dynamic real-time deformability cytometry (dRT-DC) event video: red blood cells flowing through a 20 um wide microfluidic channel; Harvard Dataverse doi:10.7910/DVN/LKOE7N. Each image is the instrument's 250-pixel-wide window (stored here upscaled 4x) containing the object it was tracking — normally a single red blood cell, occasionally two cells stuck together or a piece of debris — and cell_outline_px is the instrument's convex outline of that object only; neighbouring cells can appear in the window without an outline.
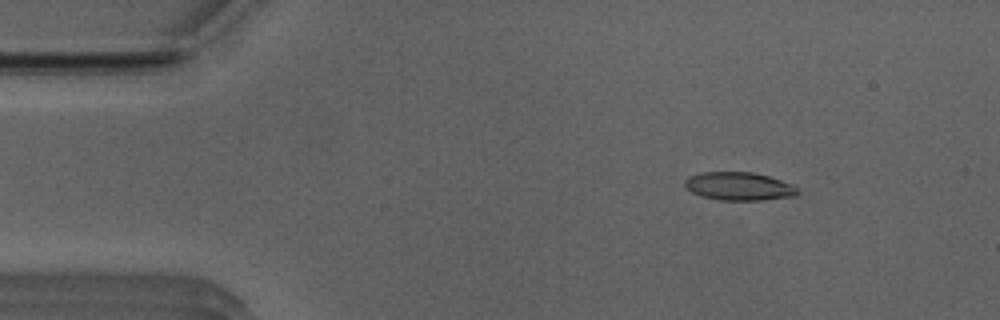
{"species": "Egyptian fruit bat (a non-hibernating species)", "species_latin": "Rousettus aegyptiacus", "temperature_condition": "room temperature", "stored_images_in_passage": 19, "camera_frame_rate_fps": 3000, "um_per_image_px": 0.085, "animal": {"sex": "male"}, "frame": {"image": 1, "passage_image": 6, "time_ms": 1.667, "image_size_px": [1000, 320], "cell_outline_px": [[800, 192], [796, 196], [764, 200], [720, 200], [700, 196], [692, 192], [684, 184], [684, 180], [688, 176], [700, 172], [752, 172], [768, 176], [792, 184]], "centroid_in_image_um": [62.81, 15.83], "position_along_channel_um": 22.2, "area_um2": 18.61}}
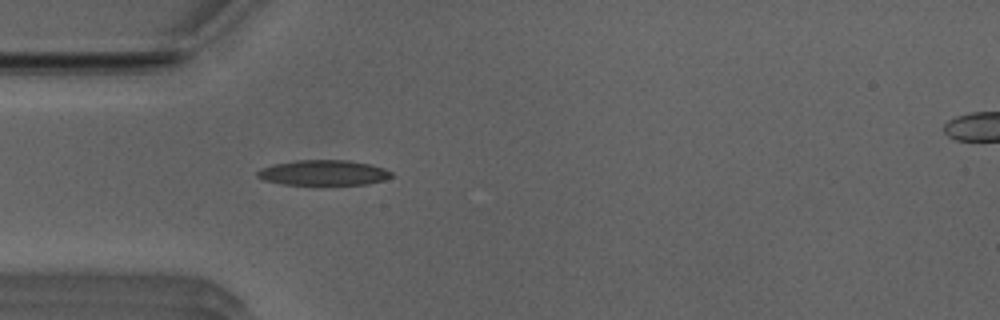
{"frame": {"image": 2, "passage_image": 14, "time_ms": 4.333, "image_size_px": [1000, 320], "cell_outline_px": [[396, 176], [384, 180], [368, 184], [280, 184], [264, 180], [256, 176], [256, 172], [272, 164], [296, 160], [348, 160], [368, 164], [384, 168], [392, 172]], "centroid_in_image_um": [27.52, 14.68], "position_along_channel_um": 57.5, "area_um2": 19.71}}
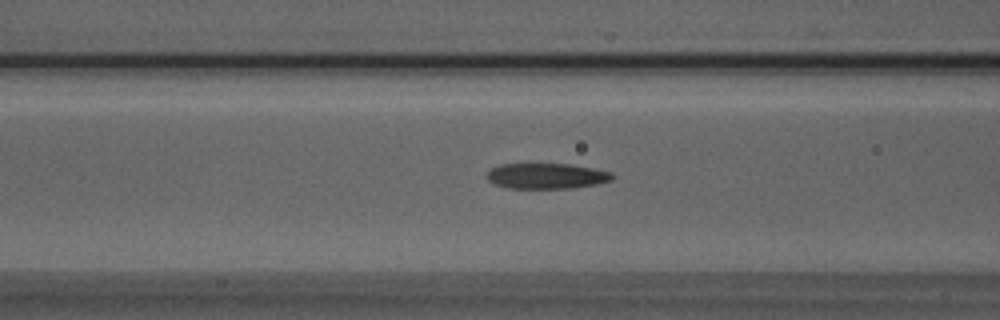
{"frame": {"image": 3, "passage_image": 19, "time_ms": 6.0, "image_size_px": [1000, 320], "cell_outline_px": [[616, 176], [612, 180], [596, 184], [572, 188], [508, 188], [496, 184], [488, 180], [488, 172], [492, 168], [500, 164], [568, 164], [592, 168], [612, 172]], "centroid_in_image_um": [46.49, 14.96], "position_along_channel_um": 120.1, "area_um2": 18.55}}